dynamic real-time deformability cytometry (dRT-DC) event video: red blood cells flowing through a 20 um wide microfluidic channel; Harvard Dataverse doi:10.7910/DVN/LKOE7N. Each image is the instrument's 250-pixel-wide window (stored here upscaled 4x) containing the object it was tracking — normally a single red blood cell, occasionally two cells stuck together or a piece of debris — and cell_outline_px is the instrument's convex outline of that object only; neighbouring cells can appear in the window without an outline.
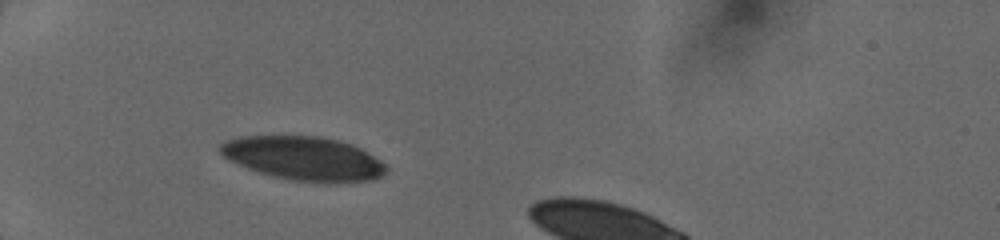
{"species": "human", "species_latin": "Homo sapiens", "temperature_condition": "cold", "stored_images_in_passage": 8, "camera_frame_rate_fps": 3000, "um_per_image_px": 0.085, "donor": {"sex": "female"}, "frame": {"image": 1, "passage_image": 1, "time_ms": 0.0, "image_size_px": [1000, 240], "cell_outline_px": [[388, 172], [384, 176], [376, 180], [336, 184], [328, 184], [292, 180], [272, 176], [248, 168], [228, 160], [220, 152], [220, 144], [228, 140], [240, 136], [320, 136], [336, 140], [360, 148], [380, 160], [388, 168]], "centroid_in_image_um": [25.88, 13.5], "position_along_channel_um": 59.1, "area_um2": 42.71}}
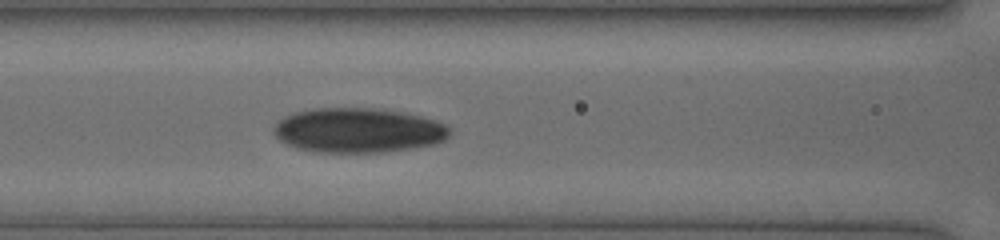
{"frame": {"image": 2, "passage_image": 6, "time_ms": 2.333, "image_size_px": [1000, 240], "cell_outline_px": [[452, 132], [444, 140], [436, 144], [388, 152], [312, 152], [296, 148], [280, 140], [272, 132], [272, 128], [284, 116], [296, 112], [316, 108], [368, 108], [400, 112], [420, 116], [444, 124]], "centroid_in_image_um": [30.42, 11.09], "position_along_channel_um": 136.2, "area_um2": 45.66}}
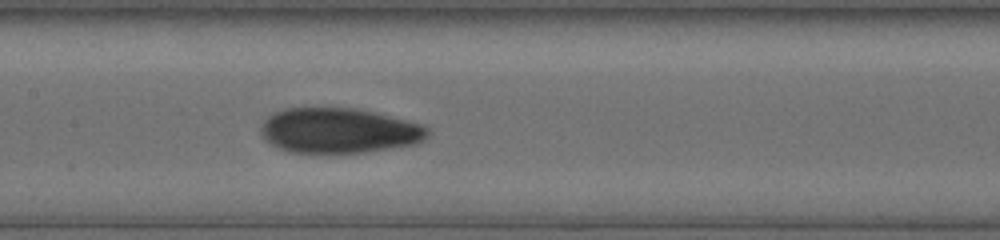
{"frame": {"image": 3, "passage_image": 8, "time_ms": 3.333, "image_size_px": [1000, 240], "cell_outline_px": [[428, 136], [424, 140], [416, 144], [364, 152], [288, 152], [276, 148], [260, 136], [260, 128], [264, 120], [268, 116], [276, 112], [288, 108], [352, 108], [372, 112], [408, 120], [424, 124], [428, 128]], "centroid_in_image_um": [28.79, 11.1], "position_along_channel_um": 178.6, "area_um2": 43.81}}